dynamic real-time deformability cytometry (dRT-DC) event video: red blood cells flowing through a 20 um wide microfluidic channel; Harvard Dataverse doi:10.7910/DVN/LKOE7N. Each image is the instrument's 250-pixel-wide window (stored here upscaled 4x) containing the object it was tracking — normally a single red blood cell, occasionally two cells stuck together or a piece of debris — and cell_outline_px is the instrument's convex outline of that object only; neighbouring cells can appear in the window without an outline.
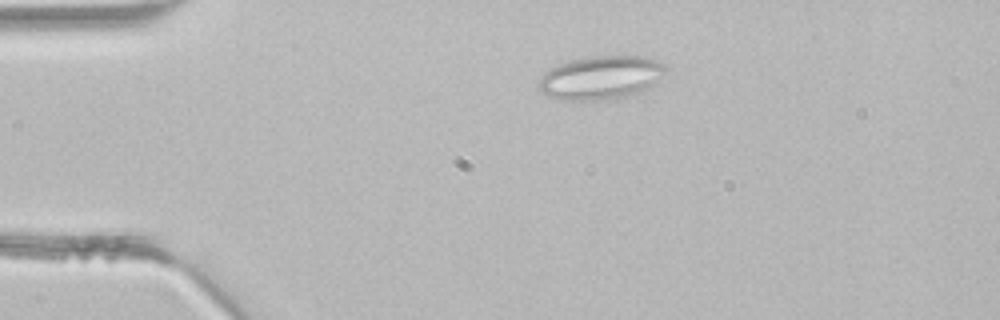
{"species": "common noctule bat (a hibernating species)", "species_latin": "Nyctalus noctula", "temperature_condition": "room temperature", "stored_images_in_passage": 3, "camera_frame_rate_fps": 3000, "um_per_image_px": 0.085, "animal": {"sex": "male", "body_mass_g": 21.5, "forearm_length_mm": 52.0}, "frame": {"image": 1, "passage_image": 3, "time_ms": 0.667, "image_size_px": [1000, 320], "cell_outline_px": [[668, 68], [656, 84], [652, 88], [644, 92], [612, 100], [560, 100], [544, 96], [540, 92], [540, 76], [544, 72], [560, 64], [572, 60], [592, 56], [644, 56], [656, 60], [664, 64]], "centroid_in_image_um": [51.12, 6.62], "position_along_channel_um": 33.9, "area_um2": 32.77}}